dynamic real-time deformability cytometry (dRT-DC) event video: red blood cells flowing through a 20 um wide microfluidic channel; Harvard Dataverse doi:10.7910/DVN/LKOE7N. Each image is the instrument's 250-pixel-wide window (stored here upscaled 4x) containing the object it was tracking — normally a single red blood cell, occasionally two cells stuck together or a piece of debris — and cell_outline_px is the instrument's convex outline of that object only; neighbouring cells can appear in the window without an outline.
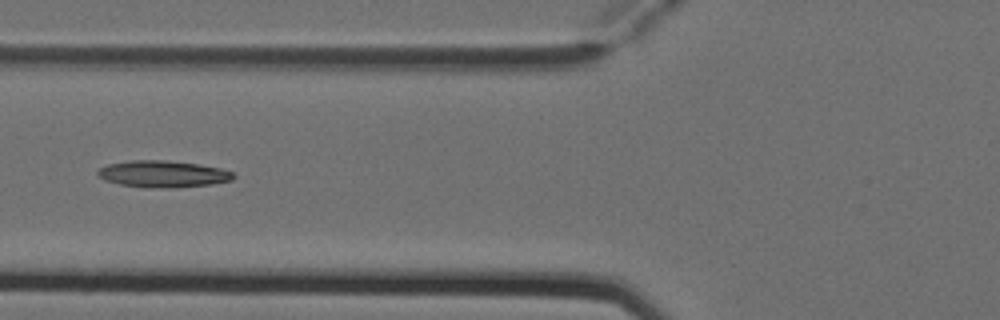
{"species": "Egyptian fruit bat (a non-hibernating species)", "species_latin": "Rousettus aegyptiacus", "temperature_condition": "cold", "stored_images_in_passage": 5, "camera_frame_rate_fps": 3000, "um_per_image_px": 0.085, "animal": {"sex": "female"}, "frame": {"image": 1, "passage_image": 5, "time_ms": 1.333, "image_size_px": [1000, 320], "cell_outline_px": [[236, 176], [232, 180], [212, 184], [168, 188], [144, 188], [120, 184], [104, 180], [96, 176], [96, 172], [100, 168], [108, 164], [132, 160], [164, 160], [196, 164], [220, 168], [232, 172]], "centroid_in_image_um": [13.81, 14.8], "position_along_channel_um": 112.0, "area_um2": 21.15}}